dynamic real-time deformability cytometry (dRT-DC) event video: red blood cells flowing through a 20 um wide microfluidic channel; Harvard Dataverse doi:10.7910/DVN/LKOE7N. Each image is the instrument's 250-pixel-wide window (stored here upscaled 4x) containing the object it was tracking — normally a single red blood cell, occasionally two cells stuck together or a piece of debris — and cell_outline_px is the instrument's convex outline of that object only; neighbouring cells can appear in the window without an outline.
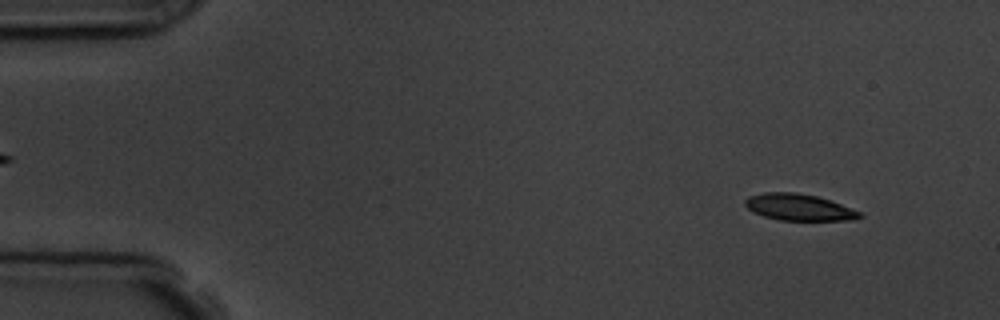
{"species": "common noctule bat (a hibernating species)", "species_latin": "Nyctalus noctula", "temperature_condition": "room temperature", "stored_images_in_passage": 4, "segment_of_instrument_passage": [2, 2], "camera_frame_rate_fps": 3000, "um_per_image_px": 0.085, "animal": {"sex": "male", "body_mass_g": 19.5, "forearm_length_mm": 54.6}, "frame": {"image": 1, "passage_image": 4, "time_ms": 4.0, "image_size_px": [1000, 320], "cell_outline_px": [[864, 216], [852, 220], [780, 220], [764, 216], [748, 208], [744, 204], [744, 200], [748, 196], [764, 192], [796, 192], [816, 196], [840, 204], [860, 212]], "centroid_in_image_um": [67.89, 17.61], "position_along_channel_um": 17.1, "area_um2": 17.51}}